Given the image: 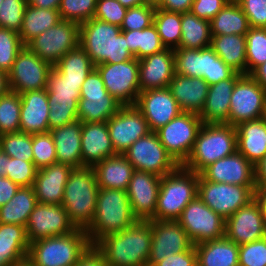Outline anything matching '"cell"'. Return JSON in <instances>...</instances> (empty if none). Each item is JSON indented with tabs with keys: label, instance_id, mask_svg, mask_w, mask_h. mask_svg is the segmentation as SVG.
Here are the masks:
<instances>
[{
	"label": "cell",
	"instance_id": "6da1fadb",
	"mask_svg": "<svg viewBox=\"0 0 266 266\" xmlns=\"http://www.w3.org/2000/svg\"><path fill=\"white\" fill-rule=\"evenodd\" d=\"M151 241V220H137L119 233L101 238L93 247L108 266H147Z\"/></svg>",
	"mask_w": 266,
	"mask_h": 266
},
{
	"label": "cell",
	"instance_id": "7a4b0ae2",
	"mask_svg": "<svg viewBox=\"0 0 266 266\" xmlns=\"http://www.w3.org/2000/svg\"><path fill=\"white\" fill-rule=\"evenodd\" d=\"M79 45L94 65L120 63L135 58L119 26L92 18L80 24Z\"/></svg>",
	"mask_w": 266,
	"mask_h": 266
},
{
	"label": "cell",
	"instance_id": "3957f363",
	"mask_svg": "<svg viewBox=\"0 0 266 266\" xmlns=\"http://www.w3.org/2000/svg\"><path fill=\"white\" fill-rule=\"evenodd\" d=\"M137 220L126 191L99 188L94 217L85 232L93 247L101 238L119 233Z\"/></svg>",
	"mask_w": 266,
	"mask_h": 266
},
{
	"label": "cell",
	"instance_id": "277c9868",
	"mask_svg": "<svg viewBox=\"0 0 266 266\" xmlns=\"http://www.w3.org/2000/svg\"><path fill=\"white\" fill-rule=\"evenodd\" d=\"M99 190L95 169L81 166L72 169L64 187L62 206L76 229L86 230L92 223Z\"/></svg>",
	"mask_w": 266,
	"mask_h": 266
},
{
	"label": "cell",
	"instance_id": "5b68a950",
	"mask_svg": "<svg viewBox=\"0 0 266 266\" xmlns=\"http://www.w3.org/2000/svg\"><path fill=\"white\" fill-rule=\"evenodd\" d=\"M237 151L236 127L230 124L203 123L192 151L181 165L200 174L207 166Z\"/></svg>",
	"mask_w": 266,
	"mask_h": 266
},
{
	"label": "cell",
	"instance_id": "8992f818",
	"mask_svg": "<svg viewBox=\"0 0 266 266\" xmlns=\"http://www.w3.org/2000/svg\"><path fill=\"white\" fill-rule=\"evenodd\" d=\"M92 247L83 229L30 243L27 259L35 266H74Z\"/></svg>",
	"mask_w": 266,
	"mask_h": 266
},
{
	"label": "cell",
	"instance_id": "52a82bcc",
	"mask_svg": "<svg viewBox=\"0 0 266 266\" xmlns=\"http://www.w3.org/2000/svg\"><path fill=\"white\" fill-rule=\"evenodd\" d=\"M199 174L181 165L161 177L154 216L150 220H178L184 208L198 195Z\"/></svg>",
	"mask_w": 266,
	"mask_h": 266
},
{
	"label": "cell",
	"instance_id": "ba28073f",
	"mask_svg": "<svg viewBox=\"0 0 266 266\" xmlns=\"http://www.w3.org/2000/svg\"><path fill=\"white\" fill-rule=\"evenodd\" d=\"M257 186H240L227 183H214L199 174L198 197L223 219L229 218L239 208L254 199Z\"/></svg>",
	"mask_w": 266,
	"mask_h": 266
},
{
	"label": "cell",
	"instance_id": "9c48e42d",
	"mask_svg": "<svg viewBox=\"0 0 266 266\" xmlns=\"http://www.w3.org/2000/svg\"><path fill=\"white\" fill-rule=\"evenodd\" d=\"M202 124L198 114L182 112L156 131L161 144L179 165L190 155Z\"/></svg>",
	"mask_w": 266,
	"mask_h": 266
},
{
	"label": "cell",
	"instance_id": "30bf717a",
	"mask_svg": "<svg viewBox=\"0 0 266 266\" xmlns=\"http://www.w3.org/2000/svg\"><path fill=\"white\" fill-rule=\"evenodd\" d=\"M106 90L122 106H135L141 92L139 86V61L133 58L120 63H103L95 66Z\"/></svg>",
	"mask_w": 266,
	"mask_h": 266
},
{
	"label": "cell",
	"instance_id": "8fae6325",
	"mask_svg": "<svg viewBox=\"0 0 266 266\" xmlns=\"http://www.w3.org/2000/svg\"><path fill=\"white\" fill-rule=\"evenodd\" d=\"M80 24L60 20L26 46L40 59L54 66L66 53L79 46Z\"/></svg>",
	"mask_w": 266,
	"mask_h": 266
},
{
	"label": "cell",
	"instance_id": "7c38bea8",
	"mask_svg": "<svg viewBox=\"0 0 266 266\" xmlns=\"http://www.w3.org/2000/svg\"><path fill=\"white\" fill-rule=\"evenodd\" d=\"M123 155L135 170L150 172L162 177L175 171L180 165L161 144L156 132L138 139Z\"/></svg>",
	"mask_w": 266,
	"mask_h": 266
},
{
	"label": "cell",
	"instance_id": "4fadbf2b",
	"mask_svg": "<svg viewBox=\"0 0 266 266\" xmlns=\"http://www.w3.org/2000/svg\"><path fill=\"white\" fill-rule=\"evenodd\" d=\"M230 100L228 124L231 126L264 117L266 90L250 75H243L235 83Z\"/></svg>",
	"mask_w": 266,
	"mask_h": 266
},
{
	"label": "cell",
	"instance_id": "5bb4252c",
	"mask_svg": "<svg viewBox=\"0 0 266 266\" xmlns=\"http://www.w3.org/2000/svg\"><path fill=\"white\" fill-rule=\"evenodd\" d=\"M52 68L50 63L43 61L24 46L7 73L10 91L21 94L46 89Z\"/></svg>",
	"mask_w": 266,
	"mask_h": 266
},
{
	"label": "cell",
	"instance_id": "9a60e30c",
	"mask_svg": "<svg viewBox=\"0 0 266 266\" xmlns=\"http://www.w3.org/2000/svg\"><path fill=\"white\" fill-rule=\"evenodd\" d=\"M178 221L193 245L225 237V219L198 196L184 208Z\"/></svg>",
	"mask_w": 266,
	"mask_h": 266
},
{
	"label": "cell",
	"instance_id": "2e32d148",
	"mask_svg": "<svg viewBox=\"0 0 266 266\" xmlns=\"http://www.w3.org/2000/svg\"><path fill=\"white\" fill-rule=\"evenodd\" d=\"M151 253L147 266H154L173 254L186 252L194 245L178 220H151Z\"/></svg>",
	"mask_w": 266,
	"mask_h": 266
},
{
	"label": "cell",
	"instance_id": "e0dca14e",
	"mask_svg": "<svg viewBox=\"0 0 266 266\" xmlns=\"http://www.w3.org/2000/svg\"><path fill=\"white\" fill-rule=\"evenodd\" d=\"M106 122L116 154H123L138 139L151 132L136 106H122Z\"/></svg>",
	"mask_w": 266,
	"mask_h": 266
},
{
	"label": "cell",
	"instance_id": "ac0fdd59",
	"mask_svg": "<svg viewBox=\"0 0 266 266\" xmlns=\"http://www.w3.org/2000/svg\"><path fill=\"white\" fill-rule=\"evenodd\" d=\"M25 227L30 243L41 238L66 235L76 230L65 208L59 204L37 203Z\"/></svg>",
	"mask_w": 266,
	"mask_h": 266
},
{
	"label": "cell",
	"instance_id": "d6986e66",
	"mask_svg": "<svg viewBox=\"0 0 266 266\" xmlns=\"http://www.w3.org/2000/svg\"><path fill=\"white\" fill-rule=\"evenodd\" d=\"M135 106L148 122L151 132H156L183 112L168 87L140 92Z\"/></svg>",
	"mask_w": 266,
	"mask_h": 266
},
{
	"label": "cell",
	"instance_id": "ffe728a7",
	"mask_svg": "<svg viewBox=\"0 0 266 266\" xmlns=\"http://www.w3.org/2000/svg\"><path fill=\"white\" fill-rule=\"evenodd\" d=\"M225 237L237 245L266 237V224L255 199L225 220Z\"/></svg>",
	"mask_w": 266,
	"mask_h": 266
},
{
	"label": "cell",
	"instance_id": "44dd1931",
	"mask_svg": "<svg viewBox=\"0 0 266 266\" xmlns=\"http://www.w3.org/2000/svg\"><path fill=\"white\" fill-rule=\"evenodd\" d=\"M161 177L135 170L126 190L133 215L138 220H150L155 213Z\"/></svg>",
	"mask_w": 266,
	"mask_h": 266
},
{
	"label": "cell",
	"instance_id": "7402d4cb",
	"mask_svg": "<svg viewBox=\"0 0 266 266\" xmlns=\"http://www.w3.org/2000/svg\"><path fill=\"white\" fill-rule=\"evenodd\" d=\"M200 175L214 183L256 186L255 166L238 151L210 164Z\"/></svg>",
	"mask_w": 266,
	"mask_h": 266
},
{
	"label": "cell",
	"instance_id": "603a6c76",
	"mask_svg": "<svg viewBox=\"0 0 266 266\" xmlns=\"http://www.w3.org/2000/svg\"><path fill=\"white\" fill-rule=\"evenodd\" d=\"M139 61L140 91L166 88L175 76L174 49L166 48Z\"/></svg>",
	"mask_w": 266,
	"mask_h": 266
},
{
	"label": "cell",
	"instance_id": "cb8c5ba5",
	"mask_svg": "<svg viewBox=\"0 0 266 266\" xmlns=\"http://www.w3.org/2000/svg\"><path fill=\"white\" fill-rule=\"evenodd\" d=\"M81 155L82 166L91 167L116 155L107 122L82 123Z\"/></svg>",
	"mask_w": 266,
	"mask_h": 266
},
{
	"label": "cell",
	"instance_id": "d4e9b609",
	"mask_svg": "<svg viewBox=\"0 0 266 266\" xmlns=\"http://www.w3.org/2000/svg\"><path fill=\"white\" fill-rule=\"evenodd\" d=\"M72 167L54 163L37 171L33 189L37 203L62 205L64 187Z\"/></svg>",
	"mask_w": 266,
	"mask_h": 266
},
{
	"label": "cell",
	"instance_id": "484cf974",
	"mask_svg": "<svg viewBox=\"0 0 266 266\" xmlns=\"http://www.w3.org/2000/svg\"><path fill=\"white\" fill-rule=\"evenodd\" d=\"M20 132L38 134L50 132L47 89L21 93Z\"/></svg>",
	"mask_w": 266,
	"mask_h": 266
},
{
	"label": "cell",
	"instance_id": "4316f807",
	"mask_svg": "<svg viewBox=\"0 0 266 266\" xmlns=\"http://www.w3.org/2000/svg\"><path fill=\"white\" fill-rule=\"evenodd\" d=\"M168 89L183 112L199 115L206 102L209 84L203 78L175 74Z\"/></svg>",
	"mask_w": 266,
	"mask_h": 266
},
{
	"label": "cell",
	"instance_id": "83f0119b",
	"mask_svg": "<svg viewBox=\"0 0 266 266\" xmlns=\"http://www.w3.org/2000/svg\"><path fill=\"white\" fill-rule=\"evenodd\" d=\"M242 76L236 72L230 79L209 85L205 105L199 114L203 123L228 124L231 95Z\"/></svg>",
	"mask_w": 266,
	"mask_h": 266
},
{
	"label": "cell",
	"instance_id": "f1b7e54d",
	"mask_svg": "<svg viewBox=\"0 0 266 266\" xmlns=\"http://www.w3.org/2000/svg\"><path fill=\"white\" fill-rule=\"evenodd\" d=\"M237 151L254 166L266 155V120L264 117L236 126Z\"/></svg>",
	"mask_w": 266,
	"mask_h": 266
},
{
	"label": "cell",
	"instance_id": "f546056e",
	"mask_svg": "<svg viewBox=\"0 0 266 266\" xmlns=\"http://www.w3.org/2000/svg\"><path fill=\"white\" fill-rule=\"evenodd\" d=\"M53 136L57 163L72 168L82 166L81 135L82 122L77 120L50 130Z\"/></svg>",
	"mask_w": 266,
	"mask_h": 266
},
{
	"label": "cell",
	"instance_id": "4dcf8cb0",
	"mask_svg": "<svg viewBox=\"0 0 266 266\" xmlns=\"http://www.w3.org/2000/svg\"><path fill=\"white\" fill-rule=\"evenodd\" d=\"M100 189L126 191L135 171L123 154H116L97 163L94 167Z\"/></svg>",
	"mask_w": 266,
	"mask_h": 266
},
{
	"label": "cell",
	"instance_id": "1f68e13d",
	"mask_svg": "<svg viewBox=\"0 0 266 266\" xmlns=\"http://www.w3.org/2000/svg\"><path fill=\"white\" fill-rule=\"evenodd\" d=\"M197 266H239V245L226 237L194 245Z\"/></svg>",
	"mask_w": 266,
	"mask_h": 266
},
{
	"label": "cell",
	"instance_id": "d6a6232c",
	"mask_svg": "<svg viewBox=\"0 0 266 266\" xmlns=\"http://www.w3.org/2000/svg\"><path fill=\"white\" fill-rule=\"evenodd\" d=\"M29 245L26 227L0 223V266H11L27 258Z\"/></svg>",
	"mask_w": 266,
	"mask_h": 266
},
{
	"label": "cell",
	"instance_id": "836d02e7",
	"mask_svg": "<svg viewBox=\"0 0 266 266\" xmlns=\"http://www.w3.org/2000/svg\"><path fill=\"white\" fill-rule=\"evenodd\" d=\"M210 47L226 65L246 75V35H212Z\"/></svg>",
	"mask_w": 266,
	"mask_h": 266
},
{
	"label": "cell",
	"instance_id": "e575fe53",
	"mask_svg": "<svg viewBox=\"0 0 266 266\" xmlns=\"http://www.w3.org/2000/svg\"><path fill=\"white\" fill-rule=\"evenodd\" d=\"M122 105L110 94L80 95L78 120L86 122H106Z\"/></svg>",
	"mask_w": 266,
	"mask_h": 266
},
{
	"label": "cell",
	"instance_id": "d590c367",
	"mask_svg": "<svg viewBox=\"0 0 266 266\" xmlns=\"http://www.w3.org/2000/svg\"><path fill=\"white\" fill-rule=\"evenodd\" d=\"M36 204L33 187H20L13 198L0 207V223L25 227Z\"/></svg>",
	"mask_w": 266,
	"mask_h": 266
},
{
	"label": "cell",
	"instance_id": "8d00e7d4",
	"mask_svg": "<svg viewBox=\"0 0 266 266\" xmlns=\"http://www.w3.org/2000/svg\"><path fill=\"white\" fill-rule=\"evenodd\" d=\"M60 20L58 10L38 8L27 4L19 32L22 43L26 46L31 40L55 26Z\"/></svg>",
	"mask_w": 266,
	"mask_h": 266
},
{
	"label": "cell",
	"instance_id": "74e56055",
	"mask_svg": "<svg viewBox=\"0 0 266 266\" xmlns=\"http://www.w3.org/2000/svg\"><path fill=\"white\" fill-rule=\"evenodd\" d=\"M211 35H246L250 26L236 1H229L210 21Z\"/></svg>",
	"mask_w": 266,
	"mask_h": 266
},
{
	"label": "cell",
	"instance_id": "f35d334b",
	"mask_svg": "<svg viewBox=\"0 0 266 266\" xmlns=\"http://www.w3.org/2000/svg\"><path fill=\"white\" fill-rule=\"evenodd\" d=\"M181 42L184 49H203L211 45L210 21L197 17L191 12L181 13Z\"/></svg>",
	"mask_w": 266,
	"mask_h": 266
},
{
	"label": "cell",
	"instance_id": "ab89813d",
	"mask_svg": "<svg viewBox=\"0 0 266 266\" xmlns=\"http://www.w3.org/2000/svg\"><path fill=\"white\" fill-rule=\"evenodd\" d=\"M53 68L68 81L84 82L95 65L79 45L66 53Z\"/></svg>",
	"mask_w": 266,
	"mask_h": 266
},
{
	"label": "cell",
	"instance_id": "60d3db41",
	"mask_svg": "<svg viewBox=\"0 0 266 266\" xmlns=\"http://www.w3.org/2000/svg\"><path fill=\"white\" fill-rule=\"evenodd\" d=\"M122 33L125 35L128 50L137 60L166 49L154 24L143 30Z\"/></svg>",
	"mask_w": 266,
	"mask_h": 266
},
{
	"label": "cell",
	"instance_id": "b9f144b4",
	"mask_svg": "<svg viewBox=\"0 0 266 266\" xmlns=\"http://www.w3.org/2000/svg\"><path fill=\"white\" fill-rule=\"evenodd\" d=\"M153 24L166 48L175 49L181 42V13L169 12L156 7Z\"/></svg>",
	"mask_w": 266,
	"mask_h": 266
},
{
	"label": "cell",
	"instance_id": "7bdbcfd3",
	"mask_svg": "<svg viewBox=\"0 0 266 266\" xmlns=\"http://www.w3.org/2000/svg\"><path fill=\"white\" fill-rule=\"evenodd\" d=\"M49 104V130L73 123L78 120V104L74 97L47 94Z\"/></svg>",
	"mask_w": 266,
	"mask_h": 266
},
{
	"label": "cell",
	"instance_id": "ee69618b",
	"mask_svg": "<svg viewBox=\"0 0 266 266\" xmlns=\"http://www.w3.org/2000/svg\"><path fill=\"white\" fill-rule=\"evenodd\" d=\"M21 96L8 91L0 96V135L20 131Z\"/></svg>",
	"mask_w": 266,
	"mask_h": 266
},
{
	"label": "cell",
	"instance_id": "f6af8a7d",
	"mask_svg": "<svg viewBox=\"0 0 266 266\" xmlns=\"http://www.w3.org/2000/svg\"><path fill=\"white\" fill-rule=\"evenodd\" d=\"M266 62V28L250 27L246 33V75Z\"/></svg>",
	"mask_w": 266,
	"mask_h": 266
},
{
	"label": "cell",
	"instance_id": "bcb514c9",
	"mask_svg": "<svg viewBox=\"0 0 266 266\" xmlns=\"http://www.w3.org/2000/svg\"><path fill=\"white\" fill-rule=\"evenodd\" d=\"M0 149L9 157L33 161L32 134L20 131L1 134Z\"/></svg>",
	"mask_w": 266,
	"mask_h": 266
},
{
	"label": "cell",
	"instance_id": "7dc6e473",
	"mask_svg": "<svg viewBox=\"0 0 266 266\" xmlns=\"http://www.w3.org/2000/svg\"><path fill=\"white\" fill-rule=\"evenodd\" d=\"M235 73L210 46L203 48L202 78L209 85L230 79Z\"/></svg>",
	"mask_w": 266,
	"mask_h": 266
},
{
	"label": "cell",
	"instance_id": "c3c4849f",
	"mask_svg": "<svg viewBox=\"0 0 266 266\" xmlns=\"http://www.w3.org/2000/svg\"><path fill=\"white\" fill-rule=\"evenodd\" d=\"M175 74L202 78L203 49H174Z\"/></svg>",
	"mask_w": 266,
	"mask_h": 266
},
{
	"label": "cell",
	"instance_id": "681fc988",
	"mask_svg": "<svg viewBox=\"0 0 266 266\" xmlns=\"http://www.w3.org/2000/svg\"><path fill=\"white\" fill-rule=\"evenodd\" d=\"M25 45L20 39L19 33L0 27V70L8 73L18 53Z\"/></svg>",
	"mask_w": 266,
	"mask_h": 266
},
{
	"label": "cell",
	"instance_id": "f907efd6",
	"mask_svg": "<svg viewBox=\"0 0 266 266\" xmlns=\"http://www.w3.org/2000/svg\"><path fill=\"white\" fill-rule=\"evenodd\" d=\"M96 4L97 0H61L58 11L61 20L81 24L94 17Z\"/></svg>",
	"mask_w": 266,
	"mask_h": 266
},
{
	"label": "cell",
	"instance_id": "816d5d0a",
	"mask_svg": "<svg viewBox=\"0 0 266 266\" xmlns=\"http://www.w3.org/2000/svg\"><path fill=\"white\" fill-rule=\"evenodd\" d=\"M33 163L39 170L57 163L56 149L50 132L32 134Z\"/></svg>",
	"mask_w": 266,
	"mask_h": 266
},
{
	"label": "cell",
	"instance_id": "f5cc1de1",
	"mask_svg": "<svg viewBox=\"0 0 266 266\" xmlns=\"http://www.w3.org/2000/svg\"><path fill=\"white\" fill-rule=\"evenodd\" d=\"M38 169L33 161H22L8 156L6 177L20 187H32Z\"/></svg>",
	"mask_w": 266,
	"mask_h": 266
},
{
	"label": "cell",
	"instance_id": "db71d44e",
	"mask_svg": "<svg viewBox=\"0 0 266 266\" xmlns=\"http://www.w3.org/2000/svg\"><path fill=\"white\" fill-rule=\"evenodd\" d=\"M156 7L150 4H143L128 8L121 31L143 30L153 24Z\"/></svg>",
	"mask_w": 266,
	"mask_h": 266
},
{
	"label": "cell",
	"instance_id": "11a10c76",
	"mask_svg": "<svg viewBox=\"0 0 266 266\" xmlns=\"http://www.w3.org/2000/svg\"><path fill=\"white\" fill-rule=\"evenodd\" d=\"M26 0H3L0 5V27L20 32Z\"/></svg>",
	"mask_w": 266,
	"mask_h": 266
},
{
	"label": "cell",
	"instance_id": "9f6ffc18",
	"mask_svg": "<svg viewBox=\"0 0 266 266\" xmlns=\"http://www.w3.org/2000/svg\"><path fill=\"white\" fill-rule=\"evenodd\" d=\"M239 266H266V237L239 245Z\"/></svg>",
	"mask_w": 266,
	"mask_h": 266
},
{
	"label": "cell",
	"instance_id": "6f0895ef",
	"mask_svg": "<svg viewBox=\"0 0 266 266\" xmlns=\"http://www.w3.org/2000/svg\"><path fill=\"white\" fill-rule=\"evenodd\" d=\"M83 82H72L66 80L60 73L52 68L47 82V94H56V96L74 97L78 102L80 100V90Z\"/></svg>",
	"mask_w": 266,
	"mask_h": 266
},
{
	"label": "cell",
	"instance_id": "680465c9",
	"mask_svg": "<svg viewBox=\"0 0 266 266\" xmlns=\"http://www.w3.org/2000/svg\"><path fill=\"white\" fill-rule=\"evenodd\" d=\"M128 8L117 0H97L96 12L93 18L116 26H121Z\"/></svg>",
	"mask_w": 266,
	"mask_h": 266
},
{
	"label": "cell",
	"instance_id": "91938a15",
	"mask_svg": "<svg viewBox=\"0 0 266 266\" xmlns=\"http://www.w3.org/2000/svg\"><path fill=\"white\" fill-rule=\"evenodd\" d=\"M249 26L252 28H266V0H237Z\"/></svg>",
	"mask_w": 266,
	"mask_h": 266
},
{
	"label": "cell",
	"instance_id": "94428289",
	"mask_svg": "<svg viewBox=\"0 0 266 266\" xmlns=\"http://www.w3.org/2000/svg\"><path fill=\"white\" fill-rule=\"evenodd\" d=\"M229 0H194L190 12L199 18L211 21Z\"/></svg>",
	"mask_w": 266,
	"mask_h": 266
},
{
	"label": "cell",
	"instance_id": "6125c7cd",
	"mask_svg": "<svg viewBox=\"0 0 266 266\" xmlns=\"http://www.w3.org/2000/svg\"><path fill=\"white\" fill-rule=\"evenodd\" d=\"M154 266H197V253L195 247L193 246L186 252L168 256Z\"/></svg>",
	"mask_w": 266,
	"mask_h": 266
},
{
	"label": "cell",
	"instance_id": "be15d7a7",
	"mask_svg": "<svg viewBox=\"0 0 266 266\" xmlns=\"http://www.w3.org/2000/svg\"><path fill=\"white\" fill-rule=\"evenodd\" d=\"M109 94L99 72L94 69L82 83L80 95Z\"/></svg>",
	"mask_w": 266,
	"mask_h": 266
},
{
	"label": "cell",
	"instance_id": "e7e4bbea",
	"mask_svg": "<svg viewBox=\"0 0 266 266\" xmlns=\"http://www.w3.org/2000/svg\"><path fill=\"white\" fill-rule=\"evenodd\" d=\"M194 0H162L158 8L175 13L190 12Z\"/></svg>",
	"mask_w": 266,
	"mask_h": 266
},
{
	"label": "cell",
	"instance_id": "03108f58",
	"mask_svg": "<svg viewBox=\"0 0 266 266\" xmlns=\"http://www.w3.org/2000/svg\"><path fill=\"white\" fill-rule=\"evenodd\" d=\"M20 188L7 177H0V207L10 201Z\"/></svg>",
	"mask_w": 266,
	"mask_h": 266
},
{
	"label": "cell",
	"instance_id": "003e7915",
	"mask_svg": "<svg viewBox=\"0 0 266 266\" xmlns=\"http://www.w3.org/2000/svg\"><path fill=\"white\" fill-rule=\"evenodd\" d=\"M74 266H108L103 257L91 247Z\"/></svg>",
	"mask_w": 266,
	"mask_h": 266
},
{
	"label": "cell",
	"instance_id": "a7ac6f4b",
	"mask_svg": "<svg viewBox=\"0 0 266 266\" xmlns=\"http://www.w3.org/2000/svg\"><path fill=\"white\" fill-rule=\"evenodd\" d=\"M257 187H266V155L255 165Z\"/></svg>",
	"mask_w": 266,
	"mask_h": 266
},
{
	"label": "cell",
	"instance_id": "89a4df30",
	"mask_svg": "<svg viewBox=\"0 0 266 266\" xmlns=\"http://www.w3.org/2000/svg\"><path fill=\"white\" fill-rule=\"evenodd\" d=\"M254 199L261 209V214L266 224V187H256L254 191Z\"/></svg>",
	"mask_w": 266,
	"mask_h": 266
},
{
	"label": "cell",
	"instance_id": "2644e50d",
	"mask_svg": "<svg viewBox=\"0 0 266 266\" xmlns=\"http://www.w3.org/2000/svg\"><path fill=\"white\" fill-rule=\"evenodd\" d=\"M26 3L38 8L58 10L61 0H26Z\"/></svg>",
	"mask_w": 266,
	"mask_h": 266
},
{
	"label": "cell",
	"instance_id": "8c879c8a",
	"mask_svg": "<svg viewBox=\"0 0 266 266\" xmlns=\"http://www.w3.org/2000/svg\"><path fill=\"white\" fill-rule=\"evenodd\" d=\"M249 75L266 90V62L257 66Z\"/></svg>",
	"mask_w": 266,
	"mask_h": 266
},
{
	"label": "cell",
	"instance_id": "753ad0ef",
	"mask_svg": "<svg viewBox=\"0 0 266 266\" xmlns=\"http://www.w3.org/2000/svg\"><path fill=\"white\" fill-rule=\"evenodd\" d=\"M9 90L7 73L0 70V96L6 94Z\"/></svg>",
	"mask_w": 266,
	"mask_h": 266
},
{
	"label": "cell",
	"instance_id": "34e18365",
	"mask_svg": "<svg viewBox=\"0 0 266 266\" xmlns=\"http://www.w3.org/2000/svg\"><path fill=\"white\" fill-rule=\"evenodd\" d=\"M8 155L0 149V177H6Z\"/></svg>",
	"mask_w": 266,
	"mask_h": 266
},
{
	"label": "cell",
	"instance_id": "11e5206c",
	"mask_svg": "<svg viewBox=\"0 0 266 266\" xmlns=\"http://www.w3.org/2000/svg\"><path fill=\"white\" fill-rule=\"evenodd\" d=\"M119 1L124 7L131 8L145 4L144 0H117Z\"/></svg>",
	"mask_w": 266,
	"mask_h": 266
},
{
	"label": "cell",
	"instance_id": "2a66077c",
	"mask_svg": "<svg viewBox=\"0 0 266 266\" xmlns=\"http://www.w3.org/2000/svg\"><path fill=\"white\" fill-rule=\"evenodd\" d=\"M11 266H35L27 258L23 259L20 262L14 263Z\"/></svg>",
	"mask_w": 266,
	"mask_h": 266
},
{
	"label": "cell",
	"instance_id": "b9fcfbb0",
	"mask_svg": "<svg viewBox=\"0 0 266 266\" xmlns=\"http://www.w3.org/2000/svg\"><path fill=\"white\" fill-rule=\"evenodd\" d=\"M145 1V4H150V5H153L155 7H157L162 0H144Z\"/></svg>",
	"mask_w": 266,
	"mask_h": 266
},
{
	"label": "cell",
	"instance_id": "09005b40",
	"mask_svg": "<svg viewBox=\"0 0 266 266\" xmlns=\"http://www.w3.org/2000/svg\"><path fill=\"white\" fill-rule=\"evenodd\" d=\"M264 118H265V120H266V106H265V114H264Z\"/></svg>",
	"mask_w": 266,
	"mask_h": 266
}]
</instances>
